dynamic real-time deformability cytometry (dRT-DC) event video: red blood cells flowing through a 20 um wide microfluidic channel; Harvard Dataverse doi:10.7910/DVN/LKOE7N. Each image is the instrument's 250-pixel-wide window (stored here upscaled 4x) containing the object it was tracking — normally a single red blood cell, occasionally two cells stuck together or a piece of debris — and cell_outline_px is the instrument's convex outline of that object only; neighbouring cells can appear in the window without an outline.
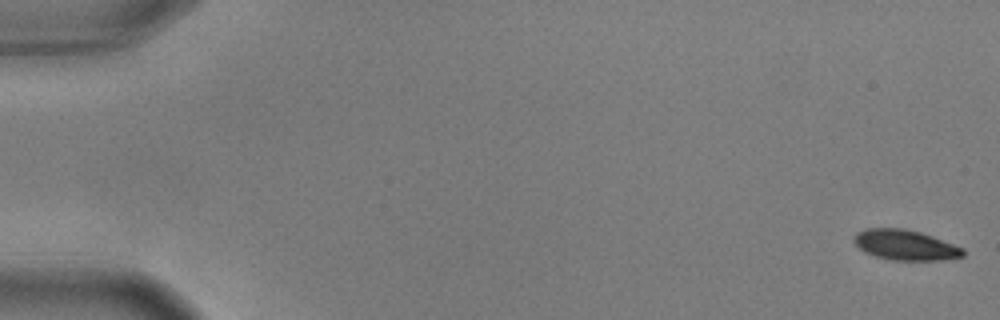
{"species": "common noctule bat (a hibernating species)", "species_latin": "Nyctalus noctula", "temperature_condition": "warm", "stored_images_in_passage": 56, "camera_frame_rate_fps": 3000, "um_per_image_px": 0.085, "animal": {"sex": "male", "body_mass_g": 17.9, "forearm_length_mm": 54.2}, "frame": {"image": 1, "passage_image": 1, "time_ms": 0.0, "image_size_px": [1000, 320], "cell_outline_px": [[964, 256], [940, 260], [892, 260], [876, 256], [864, 252], [852, 240], [852, 236], [856, 232], [864, 228], [904, 228], [920, 232], [932, 236], [964, 248]], "centroid_in_image_um": [76.91, 20.81], "position_along_channel_um": 8.1, "area_um2": 19.31}}
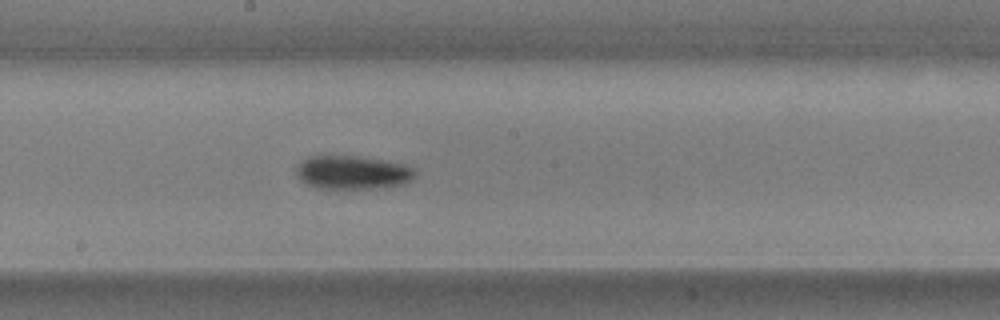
{"frame": {"image": 2, "passage_image": 31, "time_ms": 10.0, "image_size_px": [1000, 320], "cell_outline_px": [[416, 172], [408, 180], [400, 184], [372, 188], [316, 188], [300, 180], [296, 176], [296, 164], [308, 156], [356, 156], [404, 164], [416, 168]], "centroid_in_image_um": [29.88, 14.64], "position_along_channel_um": 218.3, "area_um2": 22.95}}
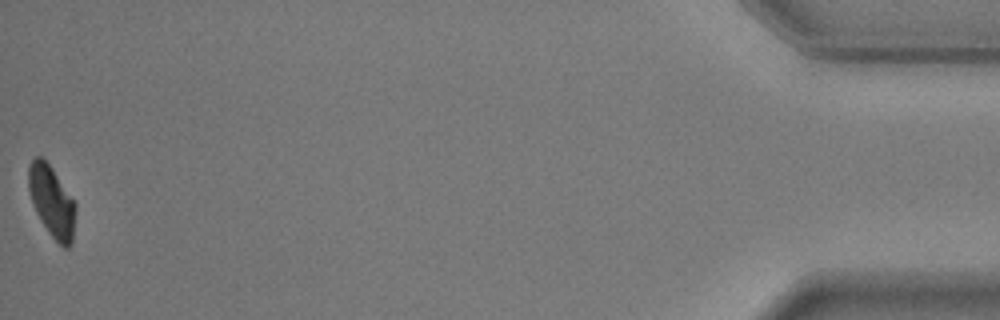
{"frame": {"image": 3, "passage_image": 56, "time_ms": 18.333, "image_size_px": [1000, 320], "cell_outline_px": [[76, 212], [72, 244], [68, 248], [64, 248], [48, 232], [40, 220], [36, 212], [28, 188], [28, 164], [36, 156], [40, 156], [52, 168], [76, 204]], "centroid_in_image_um": [4.41, 17.14], "position_along_channel_um": 430.8, "area_um2": 19.42}, "authors_computed_cell_mechanics": {"area_um2": 20.9814, "velocity_mm_per_s": 3.6401, "shape_relaxation_time_tau1_ms": 3.6393, "shape_relaxation_time_tau2_ms": null, "deformation_change_tau1": 0.1275, "deformation_change_tau2": null}}